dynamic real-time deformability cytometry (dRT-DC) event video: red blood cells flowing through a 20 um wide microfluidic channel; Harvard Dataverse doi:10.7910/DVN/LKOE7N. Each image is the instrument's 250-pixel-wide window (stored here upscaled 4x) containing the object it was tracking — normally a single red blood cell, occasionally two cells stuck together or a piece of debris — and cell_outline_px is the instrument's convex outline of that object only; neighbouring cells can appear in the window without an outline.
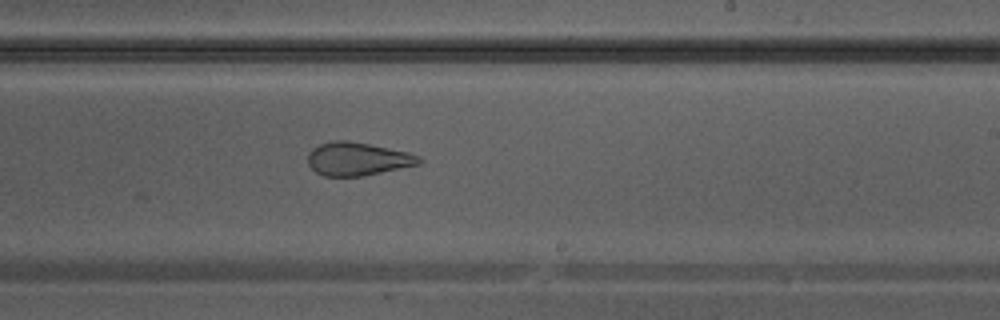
{"species": "Egyptian fruit bat (a non-hibernating species)", "species_latin": "Rousettus aegyptiacus", "temperature_condition": "warm", "stored_images_in_passage": 26, "camera_frame_rate_fps": 3000, "um_per_image_px": 0.085, "animal": {"sex": "male"}, "frame": {"image": 1, "passage_image": 26, "time_ms": 8.333, "image_size_px": [1000, 320], "cell_outline_px": [[424, 160], [420, 164], [364, 176], [324, 176], [316, 172], [308, 164], [308, 152], [312, 148], [320, 144], [332, 140], [348, 140], [408, 152], [420, 156]], "centroid_in_image_um": [30.4, 13.51], "position_along_channel_um": 258.6, "area_um2": 21.62}}